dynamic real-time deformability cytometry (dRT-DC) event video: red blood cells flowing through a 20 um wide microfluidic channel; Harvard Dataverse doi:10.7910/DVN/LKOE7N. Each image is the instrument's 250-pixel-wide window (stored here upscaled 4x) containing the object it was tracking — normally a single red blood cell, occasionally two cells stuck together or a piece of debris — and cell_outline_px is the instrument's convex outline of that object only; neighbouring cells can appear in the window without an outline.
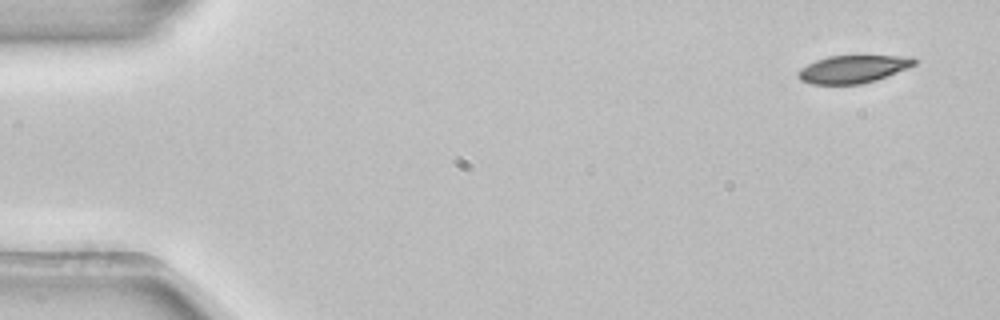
{"species": "common noctule bat (a hibernating species)", "species_latin": "Nyctalus noctula", "temperature_condition": "room temperature", "stored_images_in_passage": 4, "camera_frame_rate_fps": 3000, "um_per_image_px": 0.085, "animal": {"sex": "female", "body_mass_g": 22.7, "forearm_length_mm": 54.2}, "frame": {"image": 1, "passage_image": 1, "time_ms": 0.0, "image_size_px": [1000, 320], "cell_outline_px": [[916, 64], [908, 68], [876, 80], [860, 84], [812, 84], [800, 80], [796, 72], [800, 68], [816, 60], [828, 56], [912, 56], [916, 60]], "centroid_in_image_um": [72.5, 5.87], "position_along_channel_um": 12.5, "area_um2": 18.73}}
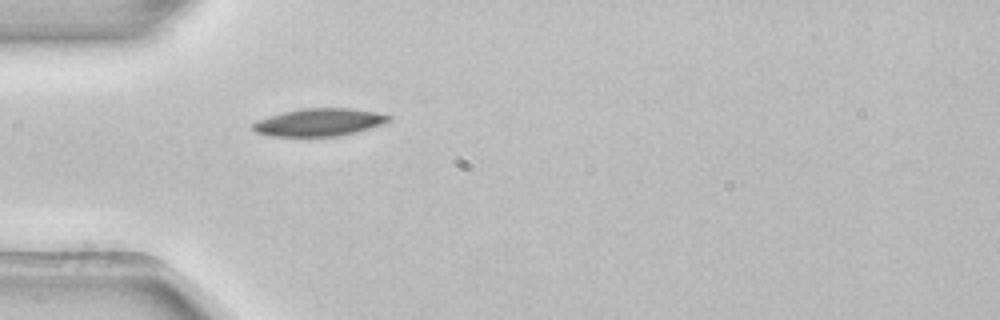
{"frame": {"image": 2, "passage_image": 4, "time_ms": 1.0, "image_size_px": [1000, 320], "cell_outline_px": [[392, 120], [356, 132], [336, 136], [268, 136], [256, 132], [252, 128], [252, 124], [256, 120], [268, 116], [300, 108], [348, 108], [376, 112], [392, 116]], "centroid_in_image_um": [27.09, 10.39], "position_along_channel_um": 57.9, "area_um2": 21.79}}